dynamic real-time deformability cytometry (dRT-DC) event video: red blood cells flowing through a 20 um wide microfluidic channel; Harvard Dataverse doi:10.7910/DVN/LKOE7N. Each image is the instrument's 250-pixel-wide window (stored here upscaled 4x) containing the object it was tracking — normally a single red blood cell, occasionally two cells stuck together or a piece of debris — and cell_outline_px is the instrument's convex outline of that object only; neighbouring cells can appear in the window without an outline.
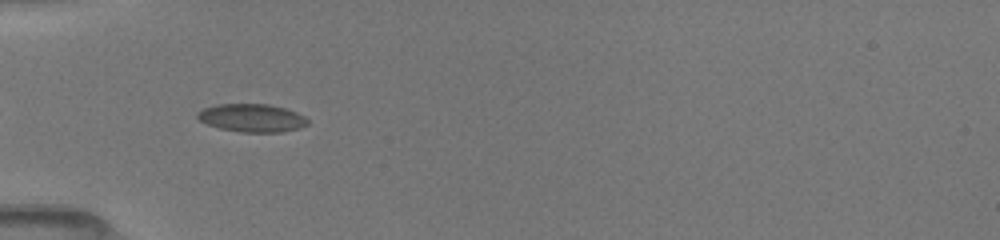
{"species": "common noctule bat (a hibernating species)", "species_latin": "Nyctalus noctula", "temperature_condition": "room temperature", "stored_images_in_passage": 37, "camera_frame_rate_fps": 3000, "um_per_image_px": 0.085, "animal": {"sex": "female", "body_mass_g": 19.5, "forearm_length_mm": 54.1}, "frame": {"image": 1, "passage_image": 3, "time_ms": 0.667, "image_size_px": [1000, 240], "cell_outline_px": [[308, 124], [300, 128], [280, 132], [240, 132], [220, 128], [208, 124], [200, 120], [196, 116], [196, 112], [204, 108], [216, 104], [268, 104], [284, 108], [296, 112], [304, 116], [308, 120]], "centroid_in_image_um": [21.41, 10.02], "position_along_channel_um": 63.6, "area_um2": 17.98}}
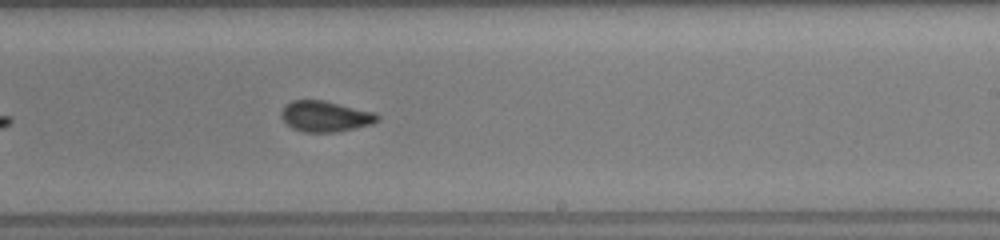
{"frame": {"image": 2, "passage_image": 18, "time_ms": 5.667, "image_size_px": [1000, 240], "cell_outline_px": [[380, 120], [372, 124], [336, 132], [304, 132], [292, 128], [280, 116], [280, 112], [284, 104], [292, 100], [324, 100], [376, 112], [380, 116]], "centroid_in_image_um": [27.66, 9.88], "position_along_channel_um": 261.3, "area_um2": 17.46}}
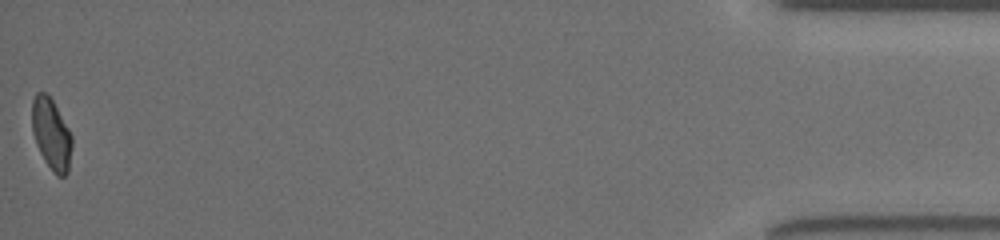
{"frame": {"image": 3, "passage_image": 37, "time_ms": 12.0, "image_size_px": [1000, 240], "cell_outline_px": [[72, 148], [68, 172], [64, 176], [56, 176], [52, 172], [44, 160], [36, 144], [32, 132], [32, 100], [36, 92], [44, 92], [52, 100], [68, 128], [72, 136]], "centroid_in_image_um": [4.36, 11.43], "position_along_channel_um": 430.8, "area_um2": 16.59}, "authors_computed_cell_mechanics": {"area_um2": 17.2822, "velocity_mm_per_s": 4.0357, "shape_relaxation_time_tau1_ms": null, "shape_relaxation_time_tau2_ms": 1.2277, "deformation_change_tau1": null, "deformation_change_tau2": 0.0534}}